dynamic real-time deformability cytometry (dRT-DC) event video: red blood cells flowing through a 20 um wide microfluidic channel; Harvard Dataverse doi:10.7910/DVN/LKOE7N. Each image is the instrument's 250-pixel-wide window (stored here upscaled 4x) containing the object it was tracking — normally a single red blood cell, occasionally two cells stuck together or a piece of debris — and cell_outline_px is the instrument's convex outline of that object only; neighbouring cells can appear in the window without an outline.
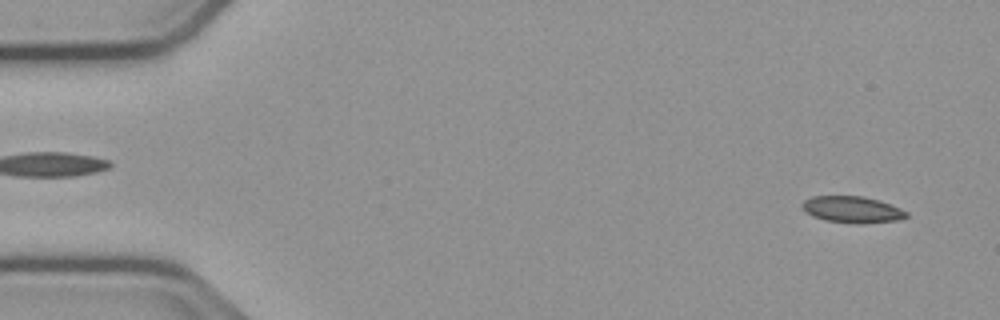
{"species": "common noctule bat (a hibernating species)", "species_latin": "Nyctalus noctula", "temperature_condition": "cold", "stored_images_in_passage": 54, "camera_frame_rate_fps": 3000, "um_per_image_px": 0.085, "animal": {"sex": "male", "body_mass_g": 23.1, "forearm_length_mm": 52.7}, "frame": {"image": 1, "passage_image": 3, "time_ms": 0.667, "image_size_px": [1000, 320], "cell_outline_px": [[908, 216], [896, 220], [856, 224], [824, 220], [812, 216], [804, 212], [800, 204], [804, 200], [812, 196], [864, 196], [880, 200], [900, 208], [908, 212]], "centroid_in_image_um": [72.39, 17.8], "position_along_channel_um": 12.6, "area_um2": 16.24}}
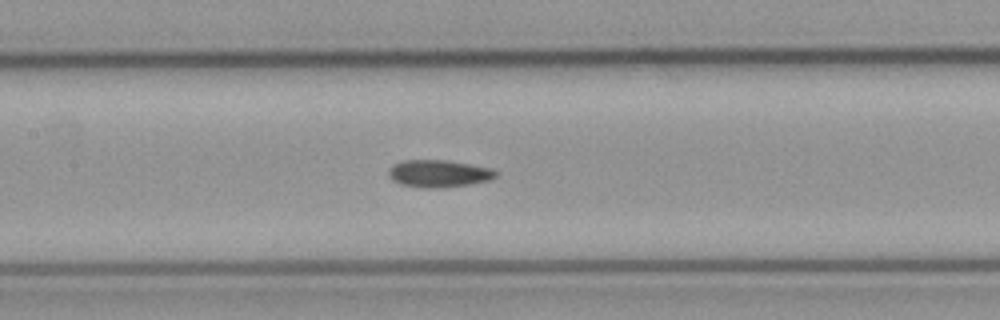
{"frame": {"image": 2, "passage_image": 25, "time_ms": 8.0, "image_size_px": [1000, 320], "cell_outline_px": [[500, 172], [496, 176], [488, 180], [468, 184], [444, 188], [424, 188], [400, 184], [392, 180], [388, 176], [388, 168], [392, 164], [404, 160], [444, 160], [492, 168]], "centroid_in_image_um": [37.26, 14.75], "position_along_channel_um": 170.1, "area_um2": 17.17}}
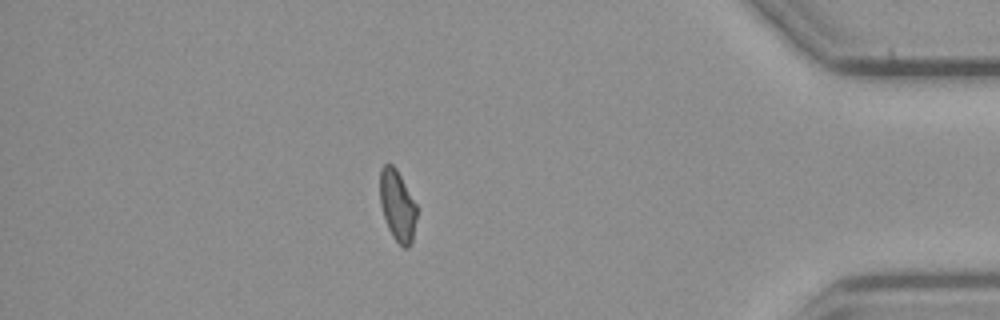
{"frame": {"image": 3, "passage_image": 47, "time_ms": 15.333, "image_size_px": [1000, 320], "cell_outline_px": [[416, 220], [412, 240], [408, 248], [404, 248], [392, 236], [388, 228], [380, 204], [380, 168], [384, 164], [392, 164], [396, 168], [416, 204]], "centroid_in_image_um": [33.77, 17.47], "position_along_channel_um": 401.4, "area_um2": 15.09}}